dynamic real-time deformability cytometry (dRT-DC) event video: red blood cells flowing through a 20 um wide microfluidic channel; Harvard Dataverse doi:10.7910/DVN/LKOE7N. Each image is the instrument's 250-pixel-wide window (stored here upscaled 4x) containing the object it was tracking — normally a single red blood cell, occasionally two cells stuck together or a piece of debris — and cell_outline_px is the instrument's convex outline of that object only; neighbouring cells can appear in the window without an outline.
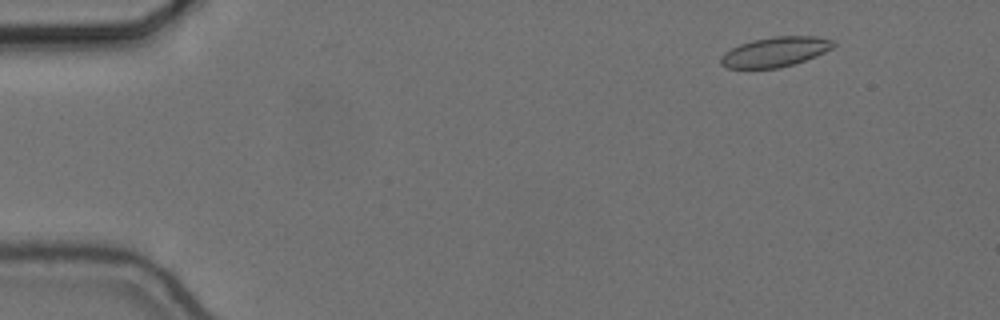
{"species": "common noctule bat (a hibernating species)", "species_latin": "Nyctalus noctula", "temperature_condition": "cold", "stored_images_in_passage": 37, "camera_frame_rate_fps": 3000, "um_per_image_px": 0.085, "animal": {"sex": "female", "body_mass_g": 24.6, "forearm_length_mm": 56.2}, "frame": {"image": 1, "passage_image": 7, "time_ms": 2.0, "image_size_px": [1000, 320], "cell_outline_px": [[836, 44], [832, 48], [816, 56], [780, 68], [728, 68], [720, 64], [720, 56], [724, 52], [740, 44], [752, 40], [772, 36], [816, 36], [832, 40]], "centroid_in_image_um": [65.87, 4.4], "position_along_channel_um": 19.1, "area_um2": 19.54}}
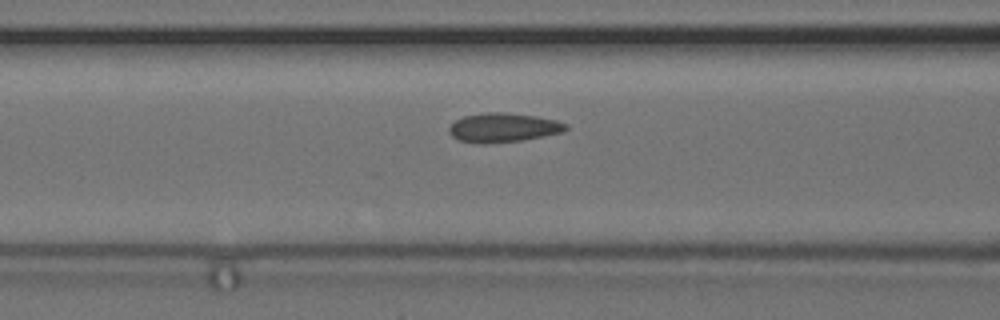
{"frame": {"image": 2, "passage_image": 24, "time_ms": 7.667, "image_size_px": [1000, 320], "cell_outline_px": [[568, 128], [564, 132], [544, 136], [520, 140], [484, 144], [460, 140], [452, 136], [448, 132], [448, 128], [456, 120], [464, 116], [488, 112], [504, 112], [536, 116], [556, 120], [568, 124]], "centroid_in_image_um": [42.8, 10.84], "position_along_channel_um": 123.8, "area_um2": 19.77}}
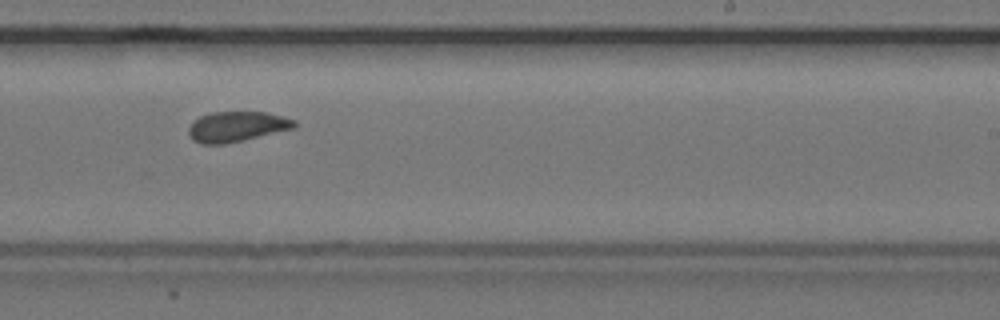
{"frame": {"image": 3, "passage_image": 36, "time_ms": 11.667, "image_size_px": [1000, 320], "cell_outline_px": [[296, 128], [244, 140], [224, 144], [200, 144], [192, 140], [188, 132], [188, 128], [200, 116], [212, 112], [264, 112], [284, 116], [296, 120]], "centroid_in_image_um": [20.15, 10.77], "position_along_channel_um": 268.8, "area_um2": 18.73}}